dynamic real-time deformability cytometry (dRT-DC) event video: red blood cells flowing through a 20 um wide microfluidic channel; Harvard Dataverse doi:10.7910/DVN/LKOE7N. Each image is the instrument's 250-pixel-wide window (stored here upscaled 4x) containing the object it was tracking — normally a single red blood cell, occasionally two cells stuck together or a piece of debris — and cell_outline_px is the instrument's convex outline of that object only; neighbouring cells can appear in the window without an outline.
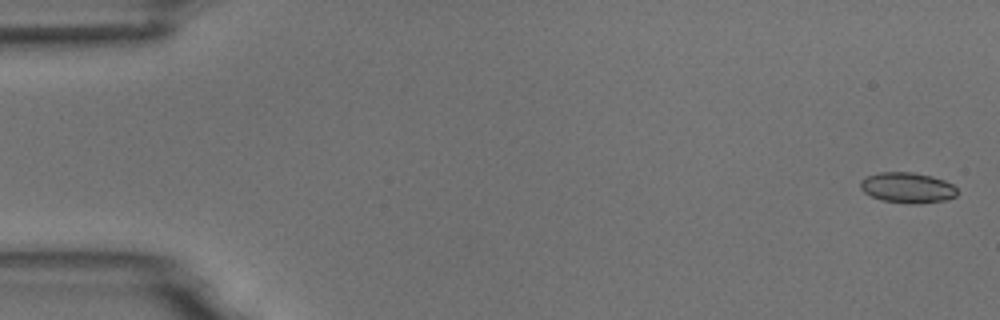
{"species": "common noctule bat (a hibernating species)", "species_latin": "Nyctalus noctula", "temperature_condition": "room temperature", "stored_images_in_passage": 5, "camera_frame_rate_fps": 3000, "um_per_image_px": 0.085, "animal": {"sex": "male", "body_mass_g": 18.8}, "frame": {"image": 1, "passage_image": 1, "time_ms": 0.0, "image_size_px": [1000, 320], "cell_outline_px": [[956, 196], [948, 200], [916, 204], [912, 204], [880, 200], [864, 192], [860, 188], [860, 180], [868, 176], [880, 172], [912, 172], [932, 176], [944, 180], [952, 184], [956, 188]], "centroid_in_image_um": [77.14, 15.96], "position_along_channel_um": 7.9, "area_um2": 17.28}}
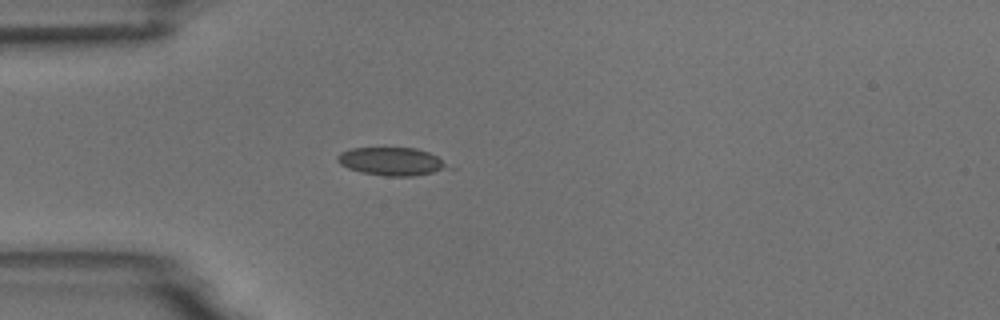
{"frame": {"image": 2, "passage_image": 5, "time_ms": 4.667, "image_size_px": [1000, 320], "cell_outline_px": [[456, 168], [412, 176], [384, 176], [360, 172], [348, 168], [340, 164], [336, 160], [336, 156], [340, 152], [352, 148], [416, 148], [428, 152], [436, 156]], "centroid_in_image_um": [33.31, 13.73], "position_along_channel_um": 51.7, "area_um2": 18.26}}